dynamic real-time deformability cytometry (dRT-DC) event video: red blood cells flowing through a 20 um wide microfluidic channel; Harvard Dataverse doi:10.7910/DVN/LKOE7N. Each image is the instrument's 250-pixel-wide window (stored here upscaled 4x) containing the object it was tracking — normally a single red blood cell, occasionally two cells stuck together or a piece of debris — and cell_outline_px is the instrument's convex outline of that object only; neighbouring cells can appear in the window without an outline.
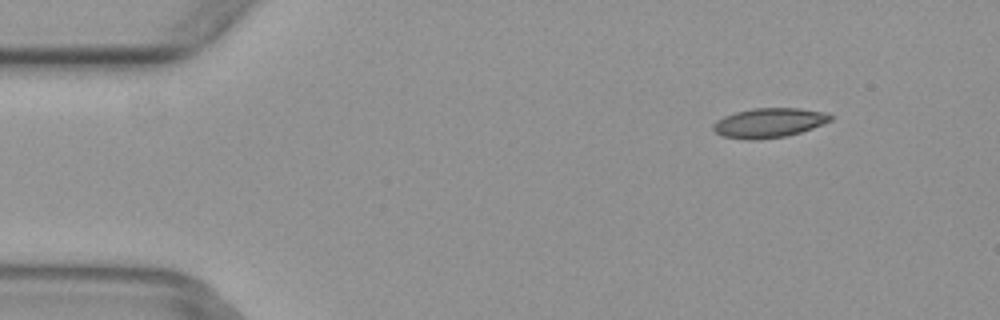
{"species": "common noctule bat (a hibernating species)", "species_latin": "Nyctalus noctula", "temperature_condition": "warm", "stored_images_in_passage": 5, "camera_frame_rate_fps": 3000, "um_per_image_px": 0.085, "animal": {"sex": "female", "body_mass_g": 29.2, "forearm_length_mm": 56.3}, "frame": {"image": 1, "passage_image": 2, "time_ms": 0.333, "image_size_px": [1000, 320], "cell_outline_px": [[832, 120], [812, 128], [788, 136], [752, 140], [724, 136], [716, 132], [712, 128], [712, 124], [716, 120], [724, 116], [736, 112], [752, 108], [800, 108], [828, 112], [832, 116]], "centroid_in_image_um": [65.38, 10.43], "position_along_channel_um": 19.6, "area_um2": 20.17}}